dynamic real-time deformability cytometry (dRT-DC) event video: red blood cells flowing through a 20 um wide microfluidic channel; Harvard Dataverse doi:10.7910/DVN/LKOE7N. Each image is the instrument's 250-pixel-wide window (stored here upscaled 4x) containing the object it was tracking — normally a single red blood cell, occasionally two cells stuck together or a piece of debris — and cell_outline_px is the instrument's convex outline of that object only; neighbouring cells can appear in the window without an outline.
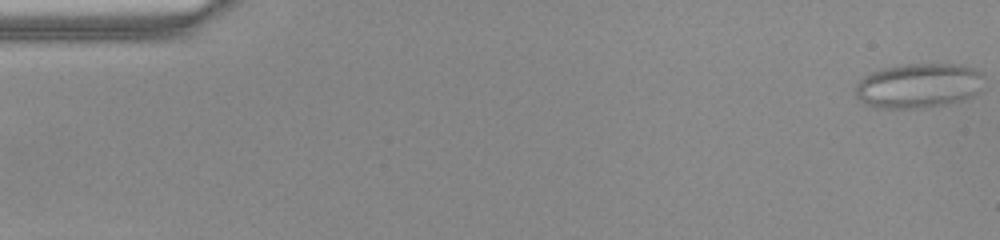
{"species": "common noctule bat (a hibernating species)", "species_latin": "Nyctalus noctula", "temperature_condition": "warm", "stored_images_in_passage": 51, "camera_frame_rate_fps": 3000, "um_per_image_px": 0.085, "animal": {"sex": "female", "body_mass_g": 22.0, "forearm_length_mm": 56.7}, "frame": {"image": 1, "passage_image": 1, "time_ms": 0.0, "image_size_px": [1000, 240], "cell_outline_px": [[984, 76], [976, 92], [972, 96], [960, 100], [944, 104], [920, 108], [876, 108], [864, 104], [856, 96], [856, 84], [864, 76], [872, 72], [884, 68], [900, 64], [960, 64], [972, 68], [980, 72]], "centroid_in_image_um": [78.03, 7.27], "position_along_channel_um": 7.0, "area_um2": 33.29}}
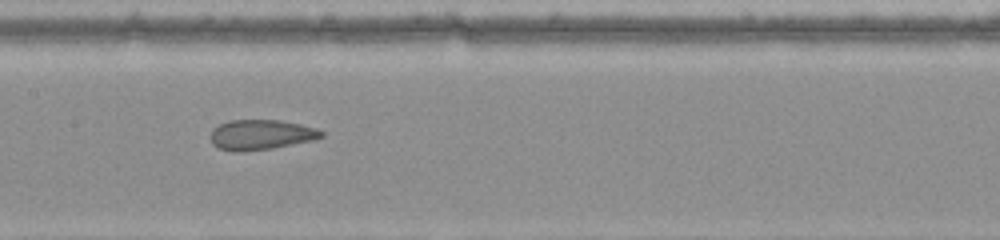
{"frame": {"image": 2, "passage_image": 25, "time_ms": 8.0, "image_size_px": [1000, 240], "cell_outline_px": [[324, 136], [312, 140], [272, 148], [244, 152], [236, 152], [220, 148], [212, 144], [212, 128], [228, 120], [280, 120], [300, 124], [316, 128], [324, 132]], "centroid_in_image_um": [22.18, 11.45], "position_along_channel_um": 185.2, "area_um2": 19.36}}
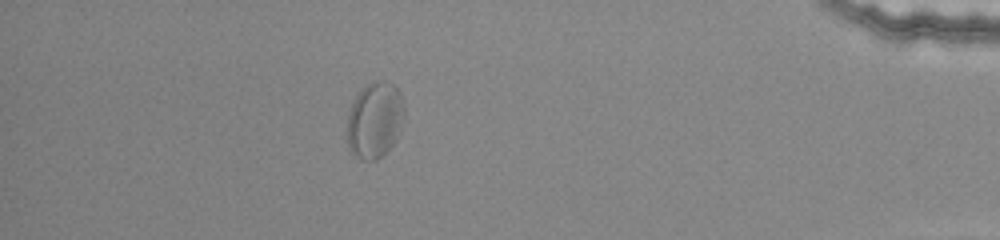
{"frame": {"image": 3, "passage_image": 45, "time_ms": 14.667, "image_size_px": [1000, 240], "cell_outline_px": [[404, 124], [396, 140], [376, 160], [360, 160], [348, 148], [348, 112], [356, 96], [368, 84], [376, 80], [384, 80], [392, 84], [400, 92], [404, 104]], "centroid_in_image_um": [31.88, 10.2], "position_along_channel_um": 403.3, "area_um2": 25.32}, "authors_computed_cell_mechanics": {"area_um2": 22.3686, "velocity_mm_per_s": 3.9945, "shape_relaxation_time_tau1_ms": null, "shape_relaxation_time_tau2_ms": 1.0571, "deformation_change_tau1": null, "deformation_change_tau2": 0.0702}}